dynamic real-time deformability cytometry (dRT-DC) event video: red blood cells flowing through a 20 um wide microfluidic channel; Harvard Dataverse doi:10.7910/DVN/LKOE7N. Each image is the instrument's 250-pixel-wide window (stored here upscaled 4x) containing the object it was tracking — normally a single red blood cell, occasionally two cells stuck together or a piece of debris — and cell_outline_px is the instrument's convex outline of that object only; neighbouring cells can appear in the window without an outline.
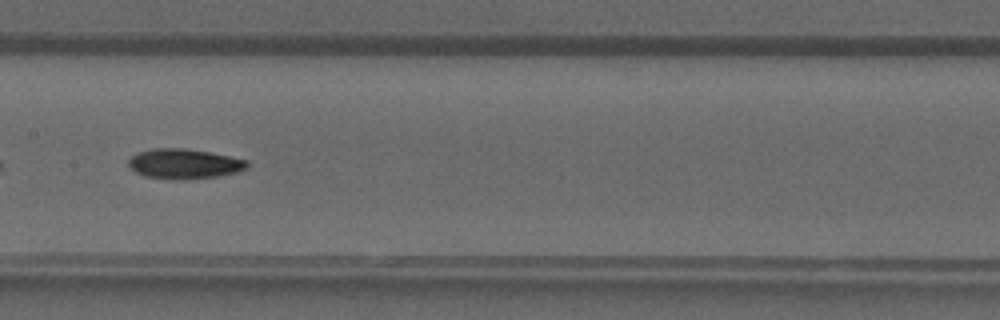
{"species": "common noctule bat (a hibernating species)", "species_latin": "Nyctalus noctula", "temperature_condition": "warm", "stored_images_in_passage": 40, "camera_frame_rate_fps": 3000, "um_per_image_px": 0.085, "animal": {"sex": "male", "forearm_length_mm": 52.5}, "frame": {"image": 1, "passage_image": 20, "time_ms": 6.333, "image_size_px": [1000, 320], "cell_outline_px": [[248, 168], [236, 172], [216, 176], [144, 176], [136, 172], [128, 164], [128, 160], [132, 156], [140, 152], [152, 148], [184, 148], [208, 152], [248, 160]], "centroid_in_image_um": [15.67, 13.86], "position_along_channel_um": 191.7, "area_um2": 19.42}}
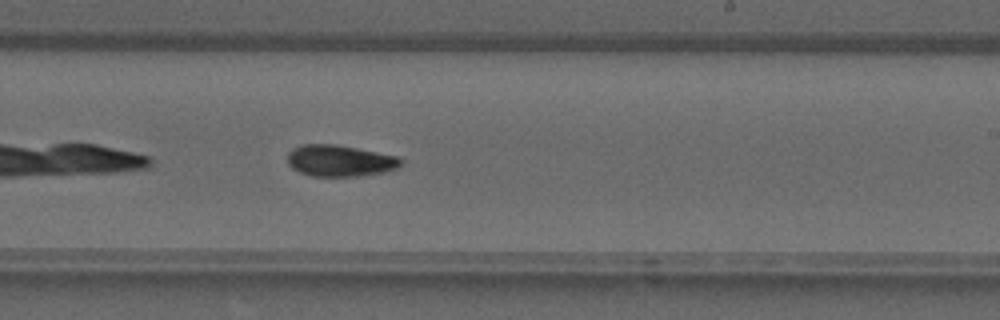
{"frame": {"image": 2, "passage_image": 24, "time_ms": 7.667, "image_size_px": [1000, 320], "cell_outline_px": [[400, 164], [396, 168], [384, 172], [360, 176], [312, 176], [300, 172], [292, 168], [288, 164], [288, 152], [292, 148], [300, 144], [336, 144], [396, 156], [400, 160]], "centroid_in_image_um": [28.82, 13.66], "position_along_channel_um": 260.2, "area_um2": 20.63}}
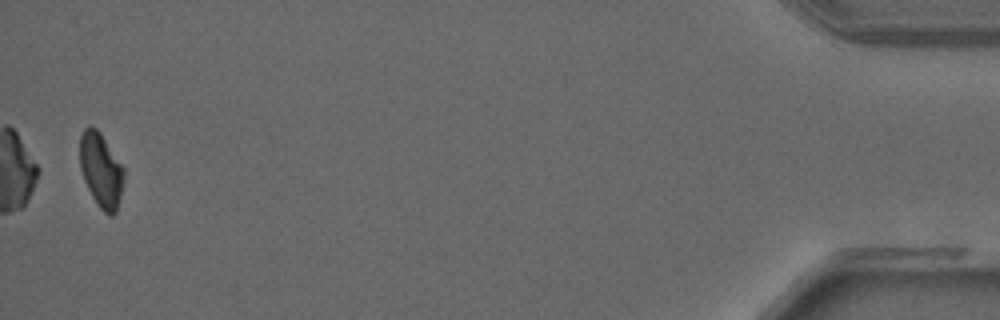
{"frame": {"image": 3, "passage_image": 39, "time_ms": 12.667, "image_size_px": [1000, 320], "cell_outline_px": [[124, 180], [116, 212], [112, 216], [108, 216], [96, 204], [84, 180], [80, 168], [80, 136], [84, 128], [88, 124], [96, 128], [100, 132], [124, 168]], "centroid_in_image_um": [8.58, 14.46], "position_along_channel_um": 426.6, "area_um2": 19.13}}